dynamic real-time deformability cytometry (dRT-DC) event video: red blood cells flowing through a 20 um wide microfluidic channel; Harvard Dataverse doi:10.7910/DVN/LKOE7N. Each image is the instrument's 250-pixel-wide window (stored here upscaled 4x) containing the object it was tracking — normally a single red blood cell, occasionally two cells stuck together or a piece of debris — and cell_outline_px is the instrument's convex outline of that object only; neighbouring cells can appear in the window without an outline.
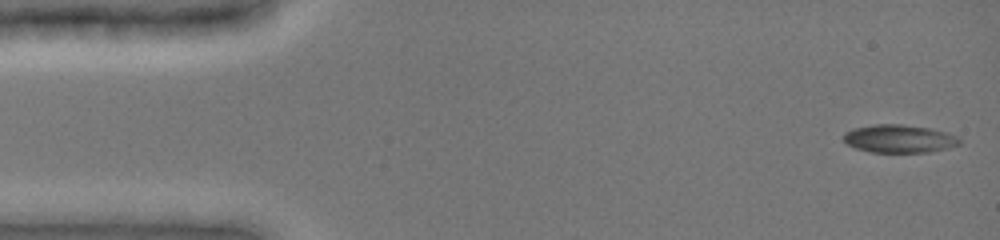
{"species": "common noctule bat (a hibernating species)", "species_latin": "Nyctalus noctula", "temperature_condition": "cold", "stored_images_in_passage": 12, "camera_frame_rate_fps": 3000, "um_per_image_px": 0.085, "animal": {"sex": "female", "body_mass_g": 19.0, "forearm_length_mm": 51.5}, "frame": {"image": 1, "passage_image": 1, "time_ms": 0.0, "image_size_px": [1000, 240], "cell_outline_px": [[960, 144], [948, 148], [928, 152], [868, 152], [856, 148], [848, 144], [844, 140], [844, 132], [852, 128], [876, 124], [900, 124], [928, 128], [948, 132], [956, 136], [960, 140]], "centroid_in_image_um": [76.42, 11.79], "position_along_channel_um": 8.6, "area_um2": 18.9}}
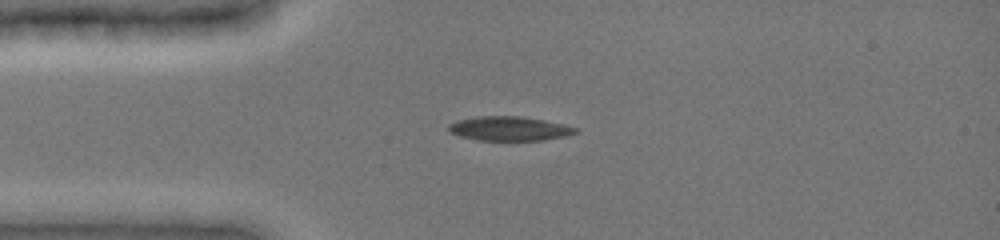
{"frame": {"image": 2, "passage_image": 10, "time_ms": 3.333, "image_size_px": [1000, 240], "cell_outline_px": [[580, 132], [564, 136], [544, 140], [476, 140], [460, 136], [448, 132], [448, 124], [456, 120], [476, 116], [520, 116], [544, 120], [564, 124], [580, 128]], "centroid_in_image_um": [43.29, 10.92], "position_along_channel_um": 41.7, "area_um2": 18.15}}